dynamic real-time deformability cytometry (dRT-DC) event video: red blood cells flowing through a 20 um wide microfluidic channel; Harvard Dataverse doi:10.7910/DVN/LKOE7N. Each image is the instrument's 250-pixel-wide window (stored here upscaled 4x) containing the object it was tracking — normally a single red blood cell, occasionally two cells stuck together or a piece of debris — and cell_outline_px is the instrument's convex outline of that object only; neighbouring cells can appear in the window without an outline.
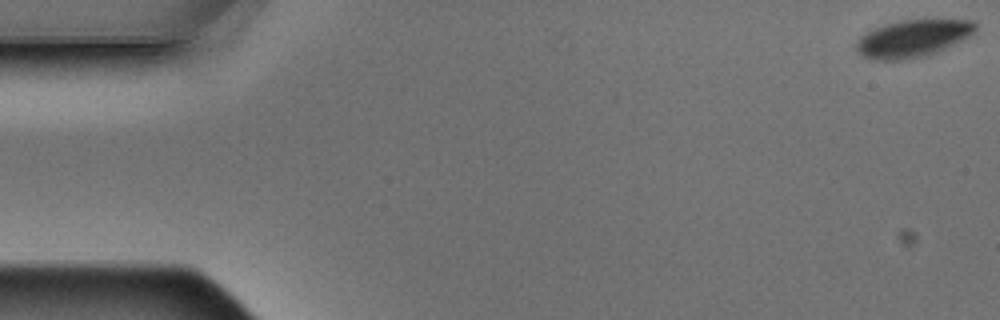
{"species": "Egyptian fruit bat (a non-hibernating species)", "species_latin": "Rousettus aegyptiacus", "temperature_condition": "warm", "stored_images_in_passage": 6, "camera_frame_rate_fps": 3000, "um_per_image_px": 0.085, "animal": {"sex": "male"}, "frame": {"image": 1, "passage_image": 1, "time_ms": 0.0, "image_size_px": [1000, 320], "cell_outline_px": [[976, 28], [968, 36], [928, 56], [908, 60], [876, 60], [864, 56], [856, 48], [856, 40], [860, 36], [872, 28], [884, 24], [904, 20], [972, 20], [976, 24]], "centroid_in_image_um": [77.53, 3.27], "position_along_channel_um": 7.5, "area_um2": 25.66}}
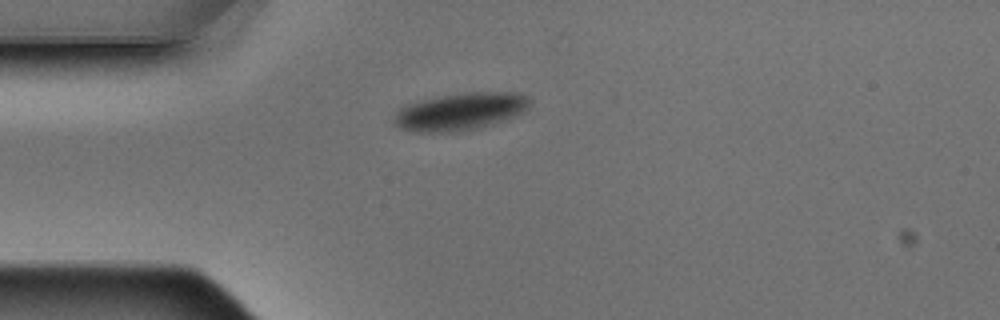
{"frame": {"image": 2, "passage_image": 5, "time_ms": 1.333, "image_size_px": [1000, 320], "cell_outline_px": [[528, 108], [508, 120], [476, 128], [452, 132], [416, 132], [400, 128], [392, 120], [396, 112], [404, 104], [444, 96], [468, 92], [516, 92], [528, 96]], "centroid_in_image_um": [39.12, 9.48], "position_along_channel_um": 45.9, "area_um2": 29.36}}
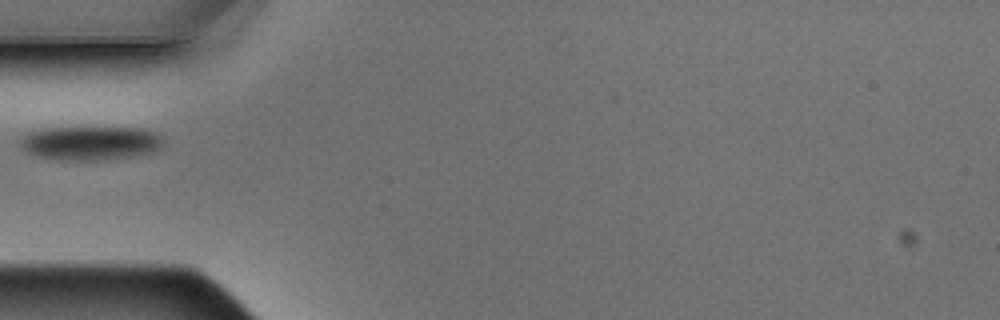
{"frame": {"image": 3, "passage_image": 6, "time_ms": 1.667, "image_size_px": [1000, 320], "cell_outline_px": [[164, 144], [160, 148], [148, 152], [132, 156], [92, 160], [72, 160], [40, 156], [28, 152], [20, 144], [20, 140], [24, 136], [40, 128], [140, 128], [152, 132], [160, 136]], "centroid_in_image_um": [7.69, 12.14], "position_along_channel_um": 77.3, "area_um2": 27.46}}